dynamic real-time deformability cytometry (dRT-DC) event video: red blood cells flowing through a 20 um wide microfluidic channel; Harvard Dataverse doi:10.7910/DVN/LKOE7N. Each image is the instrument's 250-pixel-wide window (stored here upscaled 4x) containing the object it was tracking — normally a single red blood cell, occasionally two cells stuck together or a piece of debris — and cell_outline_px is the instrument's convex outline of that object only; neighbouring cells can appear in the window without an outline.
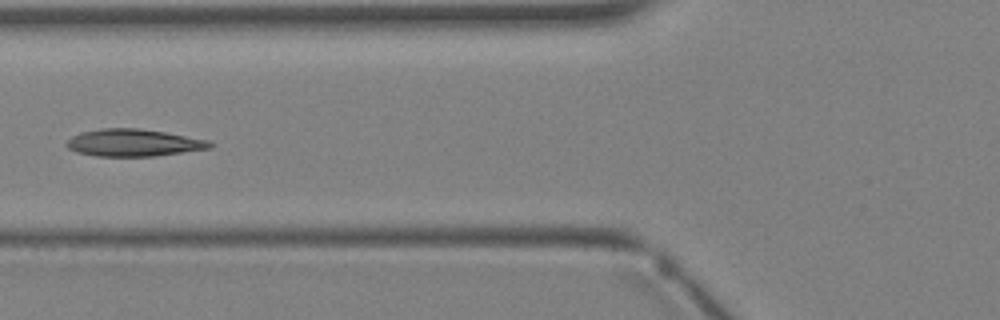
{"species": "Egyptian fruit bat (a non-hibernating species)", "species_latin": "Rousettus aegyptiacus", "temperature_condition": "warm", "stored_images_in_passage": 3, "camera_frame_rate_fps": 3000, "um_per_image_px": 0.085, "animal": {"sex": "female"}, "frame": {"image": 1, "passage_image": 3, "time_ms": 2.333, "image_size_px": [1000, 320], "cell_outline_px": [[212, 148], [152, 156], [96, 156], [76, 152], [68, 148], [68, 140], [72, 136], [80, 132], [100, 128], [140, 128], [164, 132], [208, 140], [212, 144]], "centroid_in_image_um": [11.33, 12.13], "position_along_channel_um": 114.5, "area_um2": 22.54}}